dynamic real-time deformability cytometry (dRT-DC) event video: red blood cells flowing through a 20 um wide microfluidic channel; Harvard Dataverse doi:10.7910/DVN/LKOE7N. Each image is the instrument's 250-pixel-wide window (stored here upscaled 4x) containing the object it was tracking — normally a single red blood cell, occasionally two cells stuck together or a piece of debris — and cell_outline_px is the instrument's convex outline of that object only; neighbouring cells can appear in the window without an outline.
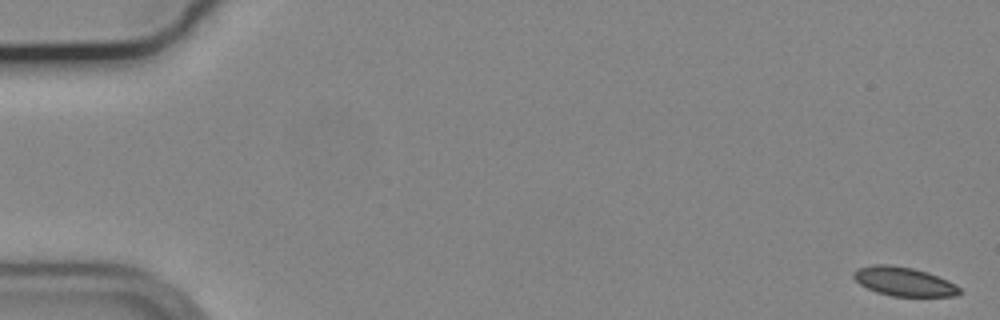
{"species": "common noctule bat (a hibernating species)", "species_latin": "Nyctalus noctula", "temperature_condition": "cold", "stored_images_in_passage": 56, "camera_frame_rate_fps": 3000, "um_per_image_px": 0.085, "animal": {"sex": "male", "body_mass_g": 19.2, "forearm_length_mm": 51.8}, "frame": {"image": 1, "passage_image": 1, "time_ms": 0.0, "image_size_px": [1000, 320], "cell_outline_px": [[960, 292], [956, 296], [892, 296], [876, 292], [860, 284], [852, 276], [852, 272], [856, 268], [872, 264], [892, 264], [912, 268], [928, 272], [948, 280], [956, 284], [960, 288]], "centroid_in_image_um": [76.8, 23.91], "position_along_channel_um": 8.2, "area_um2": 18.03}}
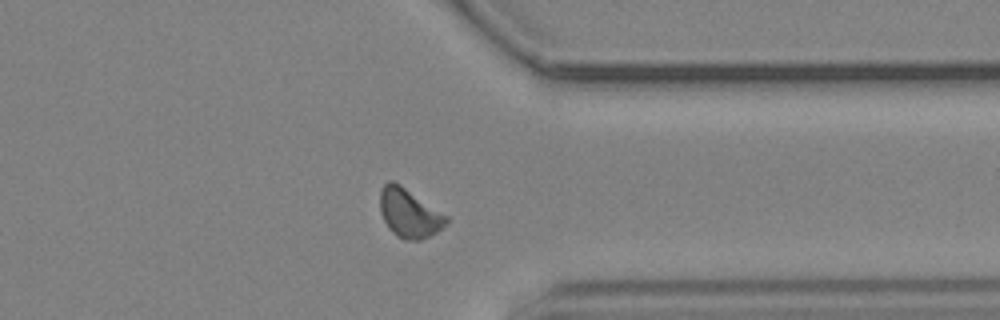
{"frame": {"image": 2, "passage_image": 44, "time_ms": 14.333, "image_size_px": [1000, 320], "cell_outline_px": [[448, 220], [436, 232], [420, 240], [404, 240], [392, 232], [388, 228], [380, 212], [380, 192], [384, 184], [388, 180], [392, 180], [400, 184], [448, 216]], "centroid_in_image_um": [34.75, 18.1], "position_along_channel_um": 376.7, "area_um2": 18.67}}
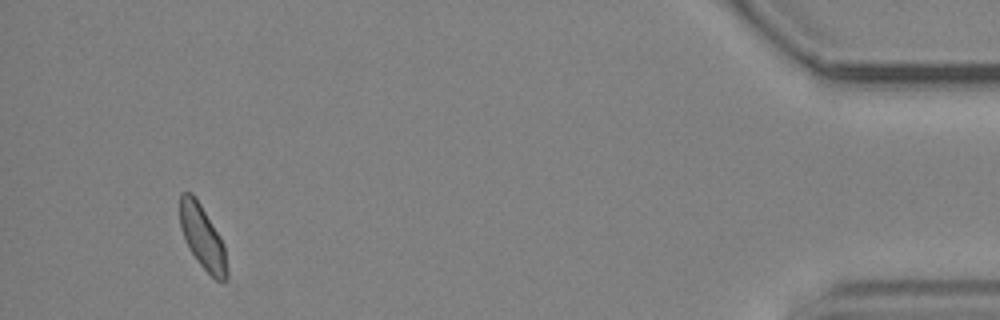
{"frame": {"image": 3, "passage_image": 53, "time_ms": 17.333, "image_size_px": [1000, 320], "cell_outline_px": [[228, 280], [224, 284], [216, 280], [200, 264], [192, 252], [180, 228], [180, 192], [192, 192], [200, 204], [220, 236], [224, 244], [228, 268]], "centroid_in_image_um": [17.25, 20.19], "position_along_channel_um": 418.0, "area_um2": 17.4}, "authors_computed_cell_mechanics": {"area_um2": 18.3226, "velocity_mm_per_s": 3.6714, "shape_relaxation_time_tau1_ms": null, "shape_relaxation_time_tau2_ms": 3.1739, "deformation_change_tau1": null, "deformation_change_tau2": 0.0748}}